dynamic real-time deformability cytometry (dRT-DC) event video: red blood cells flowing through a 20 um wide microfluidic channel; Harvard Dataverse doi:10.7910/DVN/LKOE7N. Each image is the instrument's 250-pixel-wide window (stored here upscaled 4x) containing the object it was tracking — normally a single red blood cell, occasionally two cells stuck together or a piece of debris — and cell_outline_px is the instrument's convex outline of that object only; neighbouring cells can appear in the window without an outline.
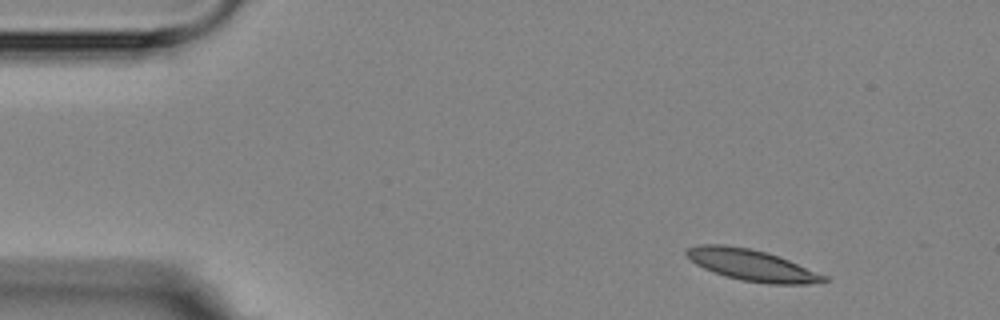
{"species": "Egyptian fruit bat (a non-hibernating species)", "species_latin": "Rousettus aegyptiacus", "temperature_condition": "room temperature", "stored_images_in_passage": 5, "camera_frame_rate_fps": 3000, "um_per_image_px": 0.085, "animal": {"sex": "female"}, "frame": {"image": 1, "passage_image": 1, "time_ms": 0.0, "image_size_px": [1000, 320], "cell_outline_px": [[828, 280], [808, 284], [768, 284], [740, 280], [724, 276], [704, 268], [696, 264], [684, 252], [688, 248], [700, 244], [724, 244], [748, 248], [768, 252], [780, 256], [828, 276]], "centroid_in_image_um": [63.92, 22.53], "position_along_channel_um": 21.1, "area_um2": 25.14}}
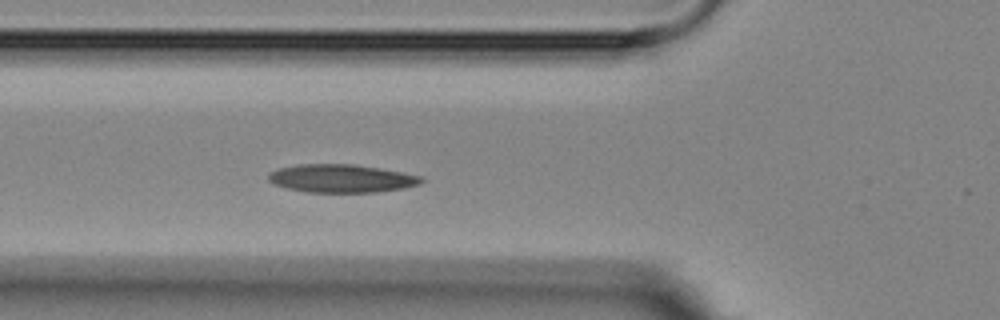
{"frame": {"image": 2, "passage_image": 5, "time_ms": 4.333, "image_size_px": [1000, 320], "cell_outline_px": [[424, 180], [420, 184], [404, 188], [376, 192], [304, 192], [272, 184], [268, 180], [268, 176], [272, 172], [280, 168], [296, 164], [352, 164], [380, 168], [424, 176]], "centroid_in_image_um": [29.04, 15.17], "position_along_channel_um": 96.8, "area_um2": 25.14}}